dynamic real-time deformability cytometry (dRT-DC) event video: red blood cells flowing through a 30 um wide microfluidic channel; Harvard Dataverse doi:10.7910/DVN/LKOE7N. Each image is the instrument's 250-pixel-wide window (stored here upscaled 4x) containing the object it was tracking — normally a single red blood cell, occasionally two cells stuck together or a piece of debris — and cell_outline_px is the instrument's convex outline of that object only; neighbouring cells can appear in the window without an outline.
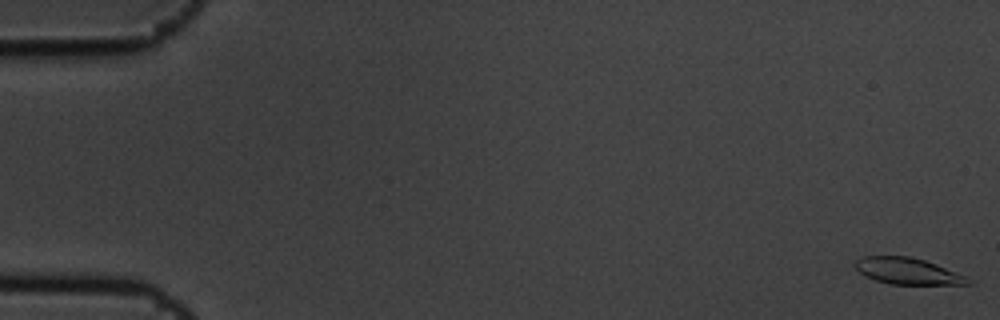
{"species": "common noctule bat (a hibernating species)", "species_latin": "Nyctalus noctula", "temperature_condition": "cold", "stored_images_in_passage": 5, "camera_frame_rate_fps": 3000, "um_per_image_px": 0.085, "animal": {"sex": "male", "body_mass_g": 19.5, "forearm_length_mm": 54.6}, "frame": {"image": 1, "passage_image": 1, "time_ms": 0.0, "image_size_px": [1000, 320], "cell_outline_px": [[976, 280], [972, 284], [892, 284], [876, 280], [864, 276], [852, 264], [856, 260], [864, 256], [908, 256], [924, 260], [936, 264], [968, 276]], "centroid_in_image_um": [77.2, 23.05], "position_along_channel_um": 7.8, "area_um2": 17.51}}
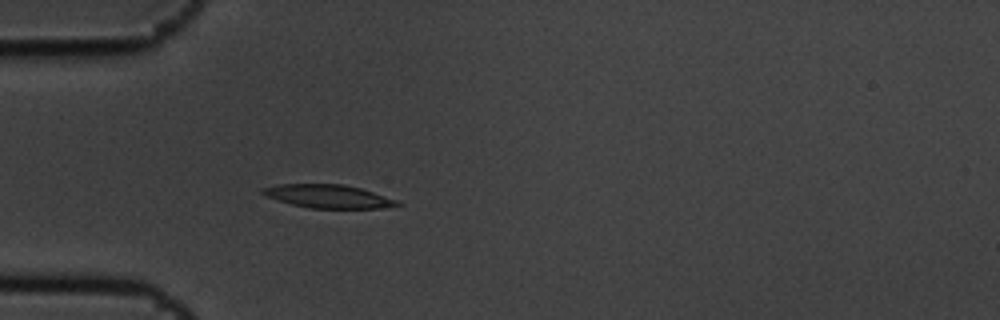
{"frame": {"image": 2, "passage_image": 5, "time_ms": 1.333, "image_size_px": [1000, 320], "cell_outline_px": [[404, 204], [380, 208], [308, 208], [292, 204], [264, 196], [260, 192], [260, 188], [276, 184], [344, 184], [360, 188], [396, 200]], "centroid_in_image_um": [27.83, 16.68], "position_along_channel_um": 57.2, "area_um2": 18.26}}